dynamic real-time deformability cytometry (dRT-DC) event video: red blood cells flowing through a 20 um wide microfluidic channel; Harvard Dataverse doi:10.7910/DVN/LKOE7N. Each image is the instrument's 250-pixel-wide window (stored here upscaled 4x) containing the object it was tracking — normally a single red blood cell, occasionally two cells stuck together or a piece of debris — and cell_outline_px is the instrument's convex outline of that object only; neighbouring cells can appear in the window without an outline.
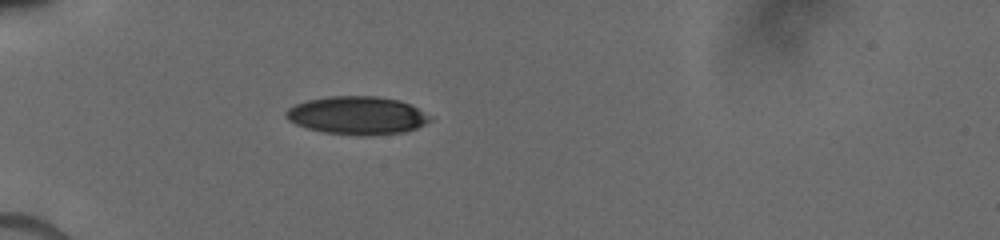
{"species": "human", "species_latin": "Homo sapiens", "temperature_condition": "cold", "stored_images_in_passage": 28, "camera_frame_rate_fps": 3000, "um_per_image_px": 0.085, "donor": {"sex": "male"}, "frame": {"image": 1, "passage_image": 3, "time_ms": 1.333, "image_size_px": [1000, 240], "cell_outline_px": [[436, 116], [432, 120], [416, 128], [404, 132], [368, 136], [360, 136], [324, 132], [308, 128], [296, 124], [288, 120], [284, 116], [284, 112], [288, 108], [296, 104], [308, 100], [328, 96], [380, 96], [400, 100], [412, 104]], "centroid_in_image_um": [30.43, 9.8], "position_along_channel_um": 54.6, "area_um2": 32.54}}
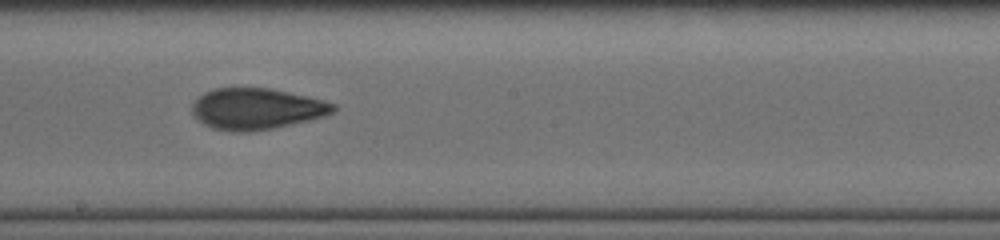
{"frame": {"image": 2, "passage_image": 12, "time_ms": 6.0, "image_size_px": [1000, 240], "cell_outline_px": [[336, 108], [332, 112], [324, 116], [308, 120], [272, 128], [244, 132], [236, 132], [212, 128], [196, 120], [192, 112], [192, 104], [200, 96], [216, 88], [268, 88], [288, 92], [324, 100], [336, 104]], "centroid_in_image_um": [21.79, 9.25], "position_along_channel_um": 226.4, "area_um2": 33.52}}
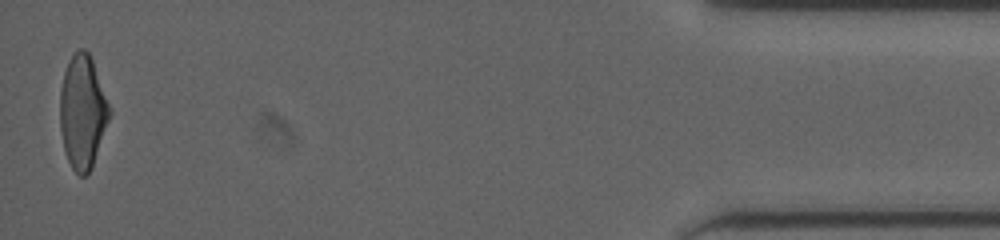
{"frame": {"image": 3, "passage_image": 28, "time_ms": 12.667, "image_size_px": [1000, 240], "cell_outline_px": [[112, 112], [92, 168], [84, 176], [80, 176], [72, 168], [68, 160], [64, 148], [60, 128], [60, 88], [64, 72], [68, 60], [80, 48], [84, 48], [88, 52], [92, 60]], "centroid_in_image_um": [7.02, 9.52], "position_along_channel_um": 428.2, "area_um2": 32.6}}